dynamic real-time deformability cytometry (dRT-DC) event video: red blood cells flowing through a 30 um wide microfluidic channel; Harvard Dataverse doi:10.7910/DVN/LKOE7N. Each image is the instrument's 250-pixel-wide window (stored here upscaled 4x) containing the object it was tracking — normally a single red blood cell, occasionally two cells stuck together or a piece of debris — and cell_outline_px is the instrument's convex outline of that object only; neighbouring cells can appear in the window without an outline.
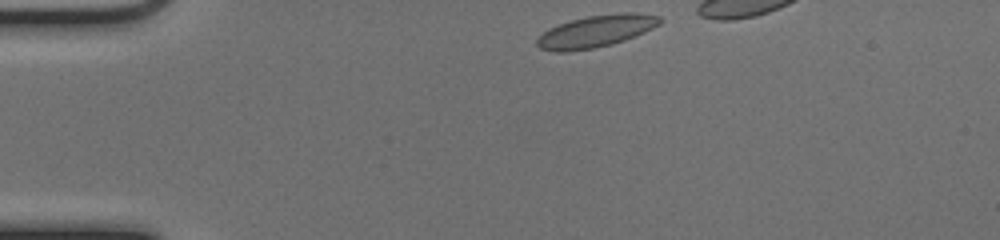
{"species": "common noctule bat (a hibernating species)", "species_latin": "Nyctalus noctula", "temperature_condition": "cold", "stored_images_in_passage": 14, "camera_frame_rate_fps": 3000, "um_per_image_px": 0.085, "animal": {"sex": "female", "body_mass_g": 17.0, "forearm_length_mm": 48.0}, "frame": {"image": 1, "passage_image": 1, "time_ms": 0.0, "image_size_px": [1000, 240], "cell_outline_px": [[664, 20], [660, 24], [636, 36], [612, 44], [592, 48], [564, 52], [556, 52], [540, 48], [536, 44], [536, 40], [548, 28], [572, 20], [588, 16], [620, 12], [636, 12], [660, 16]], "centroid_in_image_um": [50.7, 2.64], "position_along_channel_um": 34.3, "area_um2": 22.89}}
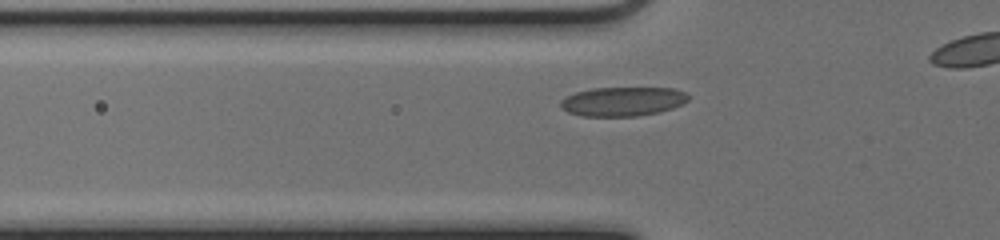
{"frame": {"image": 2, "passage_image": 8, "time_ms": 2.333, "image_size_px": [1000, 240], "cell_outline_px": [[688, 100], [672, 108], [660, 112], [636, 116], [580, 116], [568, 112], [560, 104], [560, 100], [576, 92], [592, 88], [672, 88], [688, 92]], "centroid_in_image_um": [52.94, 8.62], "position_along_channel_um": 72.9, "area_um2": 21.62}}
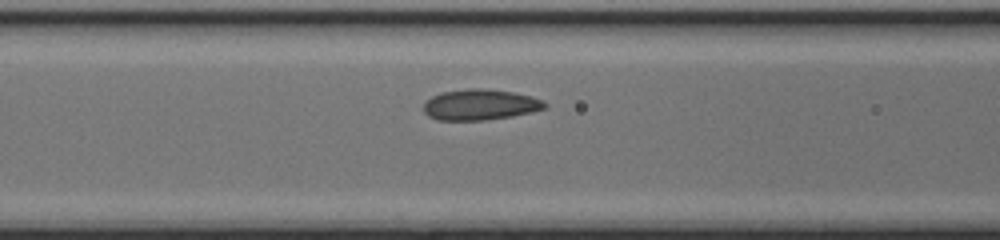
{"frame": {"image": 3, "passage_image": 12, "time_ms": 3.667, "image_size_px": [1000, 240], "cell_outline_px": [[548, 104], [544, 108], [532, 112], [512, 116], [484, 120], [436, 120], [428, 116], [424, 112], [424, 104], [432, 96], [440, 92], [468, 88], [484, 88], [512, 92], [532, 96], [544, 100]], "centroid_in_image_um": [40.81, 8.89], "position_along_channel_um": 125.8, "area_um2": 21.85}}